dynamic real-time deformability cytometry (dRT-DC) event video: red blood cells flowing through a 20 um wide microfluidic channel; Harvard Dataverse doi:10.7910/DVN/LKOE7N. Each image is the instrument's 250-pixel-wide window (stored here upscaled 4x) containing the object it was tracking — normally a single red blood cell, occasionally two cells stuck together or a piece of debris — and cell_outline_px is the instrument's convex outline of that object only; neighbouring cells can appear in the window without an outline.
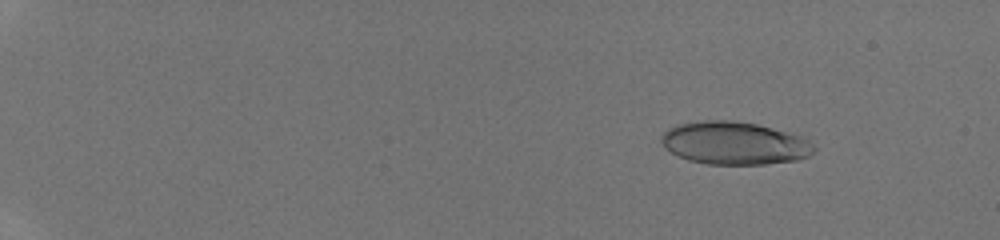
{"species": "human", "species_latin": "Homo sapiens", "temperature_condition": "room temperature", "stored_images_in_passage": 45, "camera_frame_rate_fps": 3000, "um_per_image_px": 0.085, "donor": {"sex": "male"}, "frame": {"image": 1, "passage_image": 6, "time_ms": 1.667, "image_size_px": [1000, 240], "cell_outline_px": [[816, 148], [808, 156], [796, 160], [764, 164], [708, 164], [688, 160], [676, 156], [664, 148], [660, 140], [660, 136], [668, 128], [676, 124], [704, 120], [732, 120], [756, 124], [772, 128], [800, 136], [808, 140]], "centroid_in_image_um": [62.36, 12.16], "position_along_channel_um": 22.6, "area_um2": 38.15}}
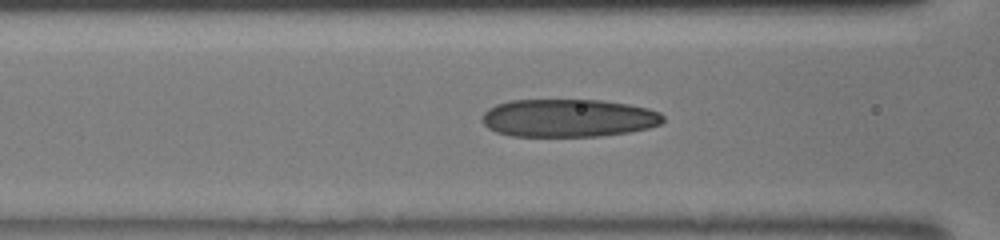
{"frame": {"image": 2, "passage_image": 22, "time_ms": 7.0, "image_size_px": [1000, 240], "cell_outline_px": [[664, 120], [660, 124], [648, 128], [628, 132], [600, 136], [512, 136], [496, 132], [488, 128], [480, 120], [484, 112], [488, 108], [496, 104], [508, 100], [600, 100], [628, 104], [648, 108], [660, 112], [664, 116]], "centroid_in_image_um": [48.29, 10.03], "position_along_channel_um": 118.3, "area_um2": 40.23}}
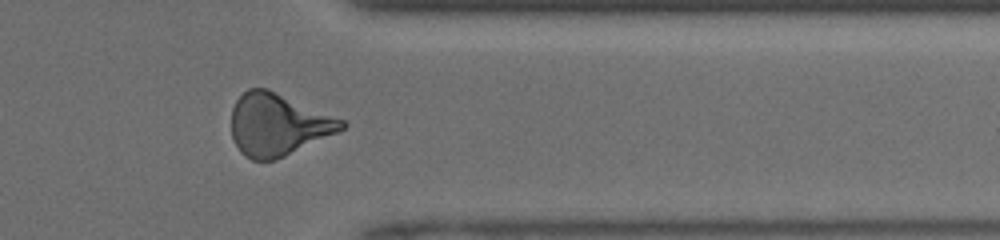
{"frame": {"image": 3, "passage_image": 39, "time_ms": 12.667, "image_size_px": [1000, 240], "cell_outline_px": [[348, 124], [344, 128], [336, 132], [276, 160], [252, 160], [244, 156], [240, 152], [232, 136], [232, 108], [236, 100], [248, 88], [268, 88], [344, 120]], "centroid_in_image_um": [23.6, 10.58], "position_along_channel_um": 387.8, "area_um2": 39.59}}